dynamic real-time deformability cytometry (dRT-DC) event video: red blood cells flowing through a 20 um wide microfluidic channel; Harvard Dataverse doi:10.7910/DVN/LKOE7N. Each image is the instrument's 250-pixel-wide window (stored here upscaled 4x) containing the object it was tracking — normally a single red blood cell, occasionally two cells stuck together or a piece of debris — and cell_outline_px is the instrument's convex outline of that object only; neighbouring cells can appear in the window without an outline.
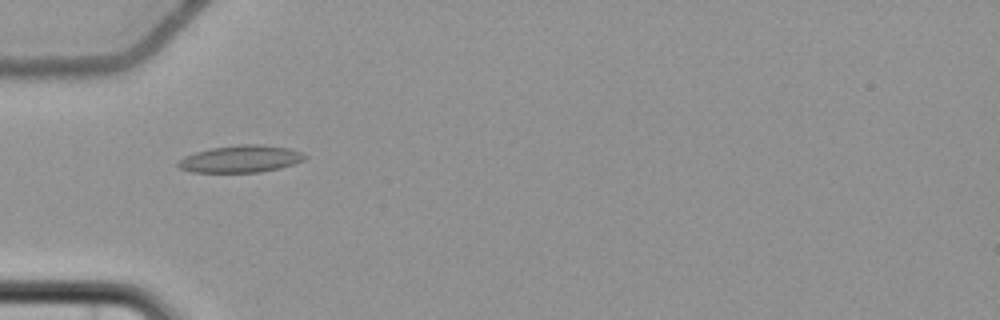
{"species": "common noctule bat (a hibernating species)", "species_latin": "Nyctalus noctula", "temperature_condition": "cold", "stored_images_in_passage": 4, "camera_frame_rate_fps": 3000, "um_per_image_px": 0.085, "animal": {"sex": "female", "body_mass_g": 22.7, "forearm_length_mm": 54.2}, "frame": {"image": 1, "passage_image": 1, "time_ms": 0.0, "image_size_px": [1000, 320], "cell_outline_px": [[308, 156], [304, 160], [280, 168], [260, 172], [192, 172], [180, 168], [176, 164], [184, 156], [196, 152], [212, 148], [240, 144], [260, 144], [288, 148], [304, 152]], "centroid_in_image_um": [20.49, 13.5], "position_along_channel_um": 64.5, "area_um2": 20.0}}
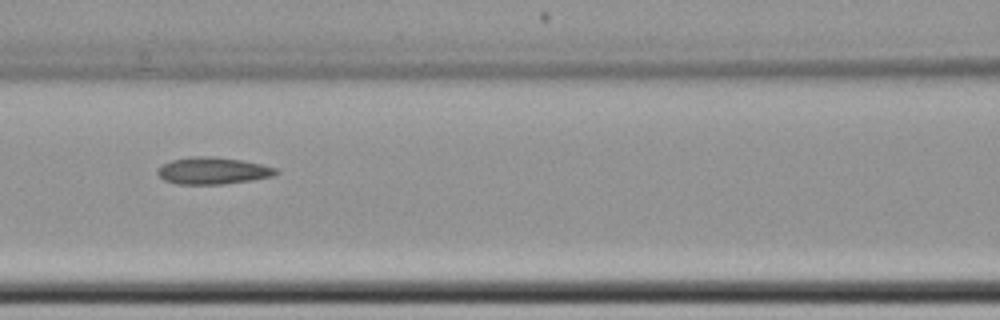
{"frame": {"image": 2, "passage_image": 3, "time_ms": 2.333, "image_size_px": [1000, 320], "cell_outline_px": [[280, 172], [272, 176], [252, 180], [224, 184], [176, 184], [164, 180], [156, 172], [164, 164], [172, 160], [188, 156], [212, 156], [240, 160], [260, 164], [276, 168]], "centroid_in_image_um": [18.09, 14.51], "position_along_channel_um": 148.5, "area_um2": 18.5}}
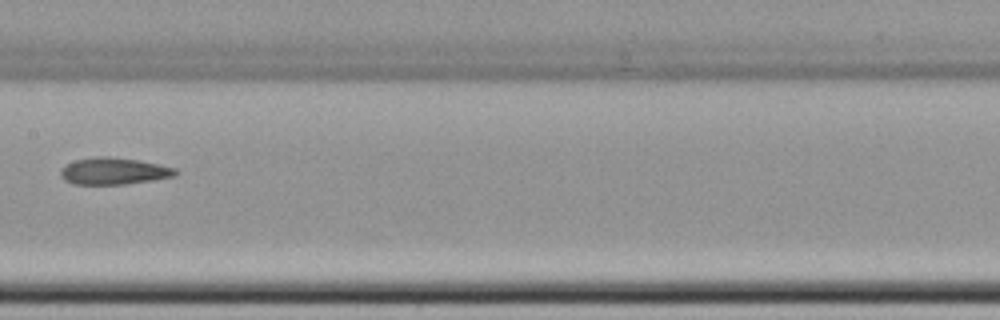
{"frame": {"image": 3, "passage_image": 4, "time_ms": 3.667, "image_size_px": [1000, 320], "cell_outline_px": [[180, 172], [176, 176], [152, 180], [124, 184], [72, 184], [64, 180], [60, 176], [60, 172], [68, 164], [76, 160], [96, 156], [108, 156], [136, 160], [160, 164], [176, 168]], "centroid_in_image_um": [9.71, 14.55], "position_along_channel_um": 197.7, "area_um2": 17.92}}